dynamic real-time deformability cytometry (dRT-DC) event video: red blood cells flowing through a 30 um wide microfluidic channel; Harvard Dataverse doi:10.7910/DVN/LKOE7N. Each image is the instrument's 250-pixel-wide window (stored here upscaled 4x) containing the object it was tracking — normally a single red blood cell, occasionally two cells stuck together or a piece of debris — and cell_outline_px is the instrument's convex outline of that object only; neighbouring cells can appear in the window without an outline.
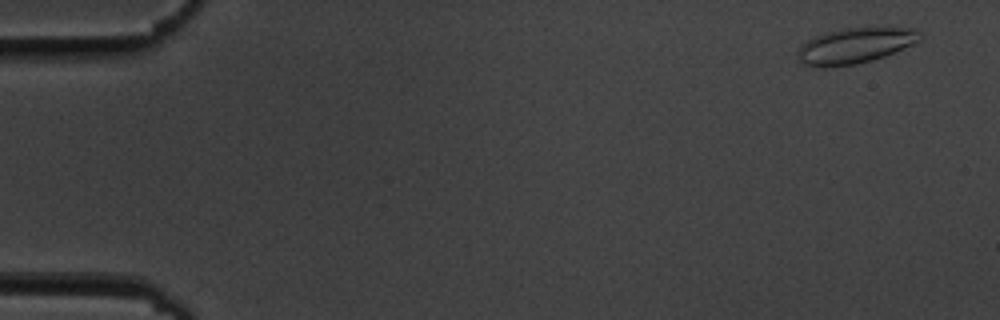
{"species": "common noctule bat (a hibernating species)", "species_latin": "Nyctalus noctula", "temperature_condition": "cold", "stored_images_in_passage": 56, "camera_frame_rate_fps": 3000, "um_per_image_px": 0.085, "animal": {"sex": "male", "body_mass_g": 19.5, "forearm_length_mm": 54.6}, "frame": {"image": 1, "passage_image": 3, "time_ms": 0.667, "image_size_px": [1000, 320], "cell_outline_px": [[924, 36], [920, 40], [912, 44], [884, 56], [872, 60], [856, 64], [824, 68], [804, 64], [796, 60], [796, 52], [808, 40], [824, 32], [840, 28], [912, 28], [924, 32]], "centroid_in_image_um": [72.67, 3.88], "position_along_channel_um": 12.3, "area_um2": 25.43}}
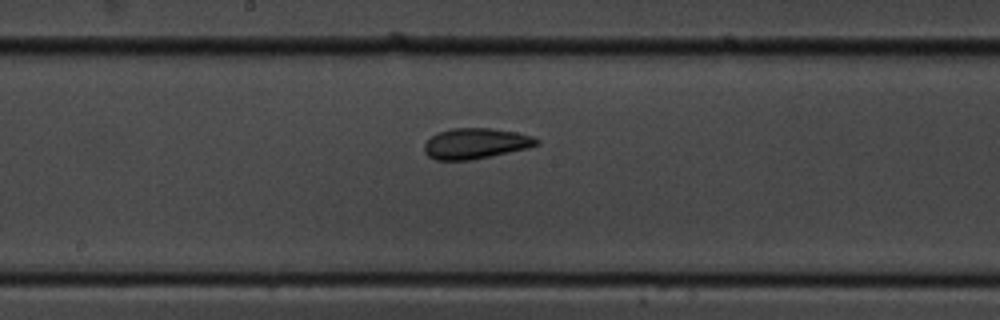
{"frame": {"image": 2, "passage_image": 30, "time_ms": 9.667, "image_size_px": [1000, 320], "cell_outline_px": [[540, 144], [528, 148], [492, 156], [472, 160], [436, 160], [428, 156], [424, 152], [424, 144], [432, 136], [440, 132], [452, 128], [492, 128], [516, 132], [532, 136], [540, 140]], "centroid_in_image_um": [40.45, 12.2], "position_along_channel_um": 207.7, "area_um2": 20.11}}
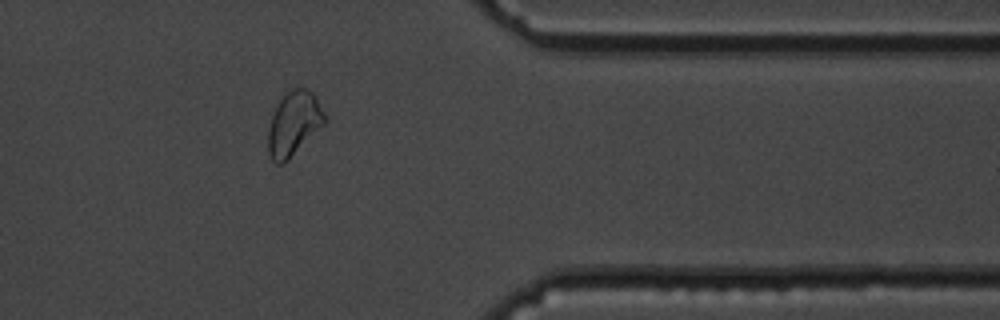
{"frame": {"image": 3, "passage_image": 46, "time_ms": 15.0, "image_size_px": [1000, 320], "cell_outline_px": [[328, 120], [284, 164], [276, 164], [272, 160], [268, 152], [268, 128], [272, 116], [284, 92], [296, 84], [308, 88], [316, 96]], "centroid_in_image_um": [24.98, 10.45], "position_along_channel_um": 386.4, "area_um2": 21.5}, "authors_computed_cell_mechanics": {"area_um2": 20.8947, "velocity_mm_per_s": 3.5992, "shape_relaxation_time_tau1_ms": 3.202, "shape_relaxation_time_tau2_ms": 2.0992, "deformation_change_tau1": 0.1104, "deformation_change_tau2": 0.0826}}